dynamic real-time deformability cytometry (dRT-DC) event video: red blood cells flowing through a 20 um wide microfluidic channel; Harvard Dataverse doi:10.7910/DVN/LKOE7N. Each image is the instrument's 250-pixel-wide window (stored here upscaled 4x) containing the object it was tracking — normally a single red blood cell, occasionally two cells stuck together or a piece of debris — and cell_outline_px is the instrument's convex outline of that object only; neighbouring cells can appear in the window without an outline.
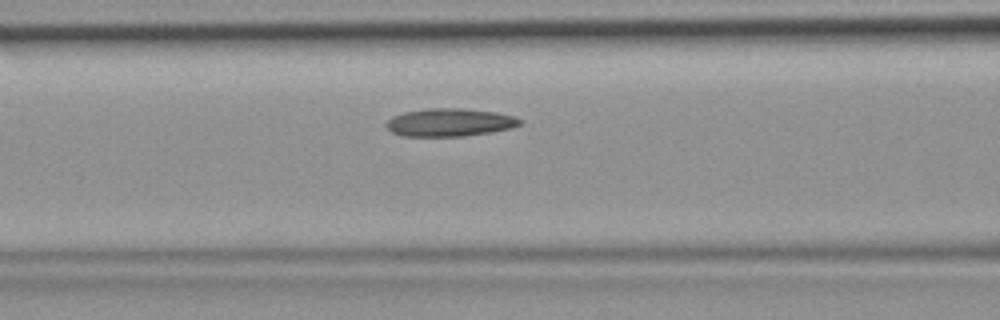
{"species": "common noctule bat (a hibernating species)", "species_latin": "Nyctalus noctula", "temperature_condition": "room temperature", "stored_images_in_passage": 33, "segment_of_instrument_passage": [1, 2], "camera_frame_rate_fps": 3000, "um_per_image_px": 0.085, "animal": {"sex": "female", "body_mass_g": 19.9}, "frame": {"image": 1, "passage_image": 5, "time_ms": 1.333, "image_size_px": [1000, 320], "cell_outline_px": [[524, 120], [520, 124], [512, 128], [464, 136], [404, 136], [392, 132], [384, 124], [392, 116], [404, 112], [428, 108], [460, 108], [496, 112], [512, 116]], "centroid_in_image_um": [38.21, 10.4], "position_along_channel_um": 128.4, "area_um2": 21.68}}
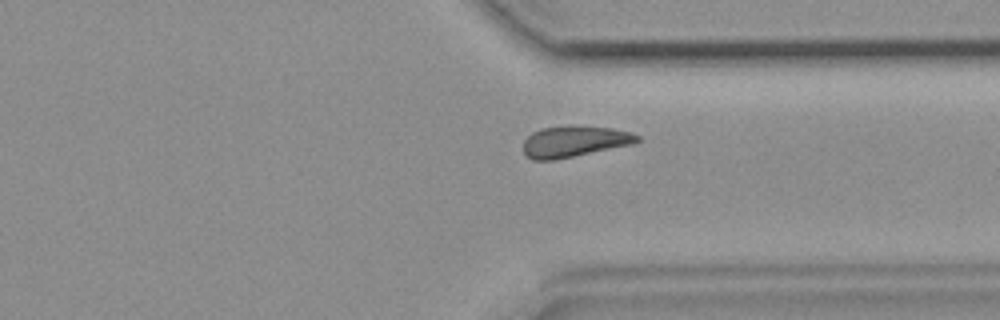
{"frame": {"image": 2, "passage_image": 21, "time_ms": 6.667, "image_size_px": [1000, 320], "cell_outline_px": [[640, 140], [632, 144], [556, 160], [532, 160], [524, 152], [524, 140], [532, 132], [544, 128], [572, 124], [612, 128], [628, 132], [640, 136]], "centroid_in_image_um": [48.81, 12.01], "position_along_channel_um": 362.6, "area_um2": 20.75}}
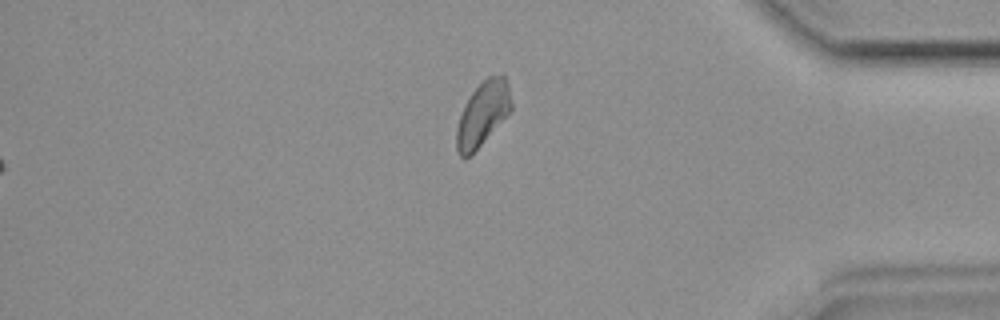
{"frame": {"image": 3, "passage_image": 25, "time_ms": 8.0, "image_size_px": [1000, 320], "cell_outline_px": [[512, 108], [480, 144], [464, 160], [460, 156], [456, 148], [456, 128], [464, 104], [472, 92], [488, 76], [504, 76], [508, 84], [512, 104]], "centroid_in_image_um": [41.0, 9.66], "position_along_channel_um": 394.2, "area_um2": 19.77}}